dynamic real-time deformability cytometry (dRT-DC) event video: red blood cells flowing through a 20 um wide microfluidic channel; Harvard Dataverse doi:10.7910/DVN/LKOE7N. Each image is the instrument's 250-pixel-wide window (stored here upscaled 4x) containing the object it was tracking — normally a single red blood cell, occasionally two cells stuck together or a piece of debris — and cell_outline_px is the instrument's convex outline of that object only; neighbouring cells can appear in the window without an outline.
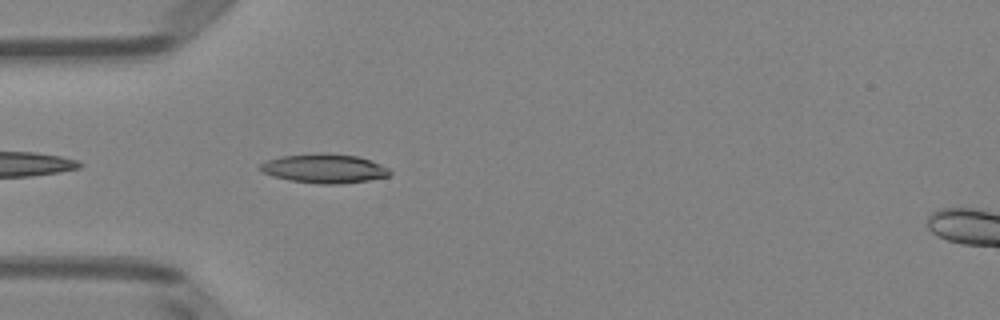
{"species": "Egyptian fruit bat (a non-hibernating species)", "species_latin": "Rousettus aegyptiacus", "temperature_condition": "room temperature", "stored_images_in_passage": 39, "camera_frame_rate_fps": 3000, "um_per_image_px": 0.085, "animal": {"sex": "female"}, "frame": {"image": 1, "passage_image": 3, "time_ms": 0.667, "image_size_px": [1000, 320], "cell_outline_px": [[392, 172], [388, 176], [368, 180], [340, 184], [320, 184], [288, 180], [272, 176], [256, 168], [260, 164], [268, 160], [280, 156], [316, 152], [324, 152], [356, 156], [380, 164], [388, 168]], "centroid_in_image_um": [27.52, 14.31], "position_along_channel_um": 57.5, "area_um2": 22.14}}
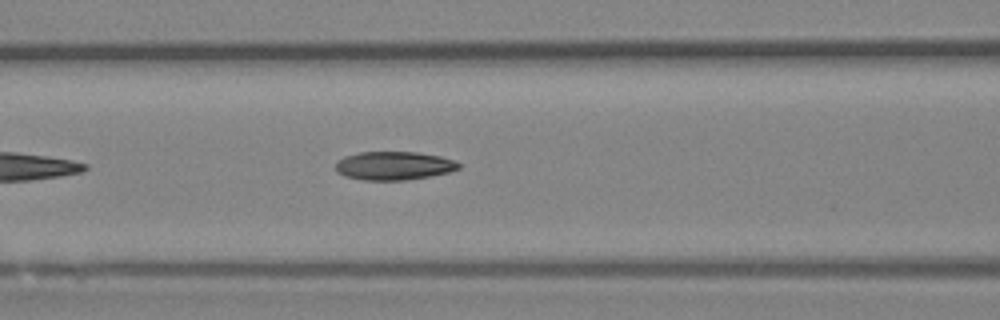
{"frame": {"image": 2, "passage_image": 9, "time_ms": 2.667, "image_size_px": [1000, 320], "cell_outline_px": [[460, 168], [448, 172], [428, 176], [404, 180], [360, 180], [344, 176], [336, 172], [336, 160], [344, 156], [360, 152], [416, 152], [440, 156], [452, 160], [460, 164]], "centroid_in_image_um": [33.41, 14.08], "position_along_channel_um": 133.2, "area_um2": 20.4}}
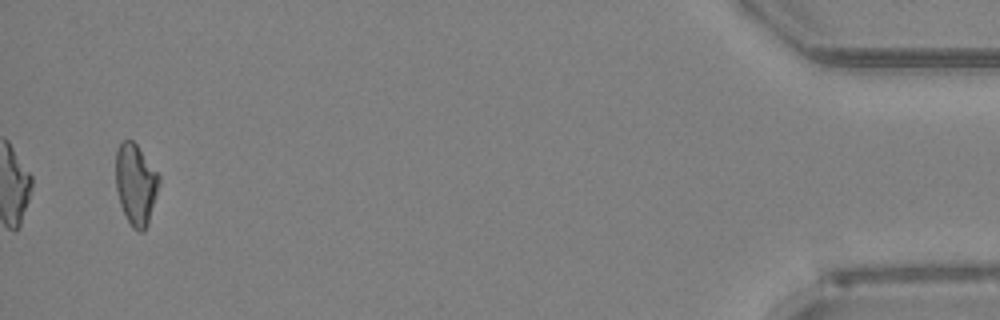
{"frame": {"image": 3, "passage_image": 37, "time_ms": 12.0, "image_size_px": [1000, 320], "cell_outline_px": [[160, 180], [148, 224], [144, 232], [140, 232], [132, 228], [120, 204], [116, 188], [116, 152], [120, 144], [124, 140], [132, 140], [136, 144], [160, 176]], "centroid_in_image_um": [11.53, 15.68], "position_along_channel_um": 423.7, "area_um2": 20.17}, "authors_computed_cell_mechanics": {"area_um2": 20.4034, "velocity_mm_per_s": 3.9941, "shape_relaxation_time_tau1_ms": 4.1922, "shape_relaxation_time_tau2_ms": 5.3671, "deformation_change_tau1": 0.1663, "deformation_change_tau2": 0.1396}}